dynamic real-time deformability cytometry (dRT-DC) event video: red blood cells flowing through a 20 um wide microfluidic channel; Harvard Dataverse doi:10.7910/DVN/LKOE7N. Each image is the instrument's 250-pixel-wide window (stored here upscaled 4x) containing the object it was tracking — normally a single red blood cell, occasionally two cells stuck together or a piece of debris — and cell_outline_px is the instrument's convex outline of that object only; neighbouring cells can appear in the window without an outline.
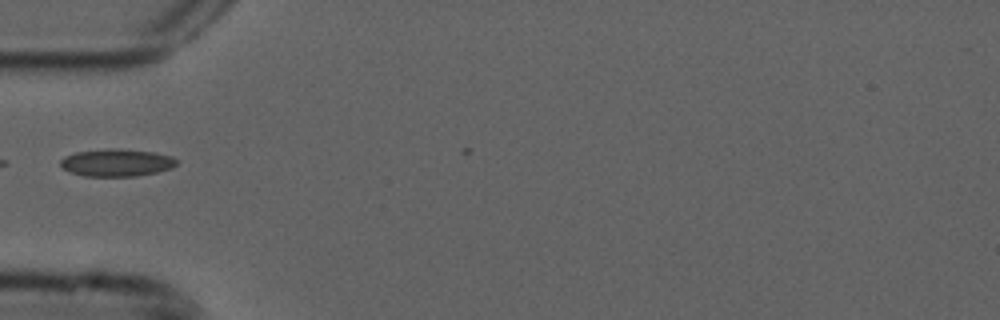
{"species": "common noctule bat (a hibernating species)", "species_latin": "Nyctalus noctula", "temperature_condition": "cold", "stored_images_in_passage": 5, "camera_frame_rate_fps": 3000, "um_per_image_px": 0.085, "animal": {"sex": "male", "forearm_length_mm": 52.5}, "frame": {"image": 1, "passage_image": 4, "time_ms": 1.0, "image_size_px": [1000, 320], "cell_outline_px": [[180, 160], [172, 168], [156, 172], [136, 176], [84, 176], [68, 172], [60, 164], [60, 160], [64, 156], [76, 152], [104, 148], [120, 148], [156, 152], [172, 156]], "centroid_in_image_um": [9.93, 13.81], "position_along_channel_um": 75.1, "area_um2": 18.9}}